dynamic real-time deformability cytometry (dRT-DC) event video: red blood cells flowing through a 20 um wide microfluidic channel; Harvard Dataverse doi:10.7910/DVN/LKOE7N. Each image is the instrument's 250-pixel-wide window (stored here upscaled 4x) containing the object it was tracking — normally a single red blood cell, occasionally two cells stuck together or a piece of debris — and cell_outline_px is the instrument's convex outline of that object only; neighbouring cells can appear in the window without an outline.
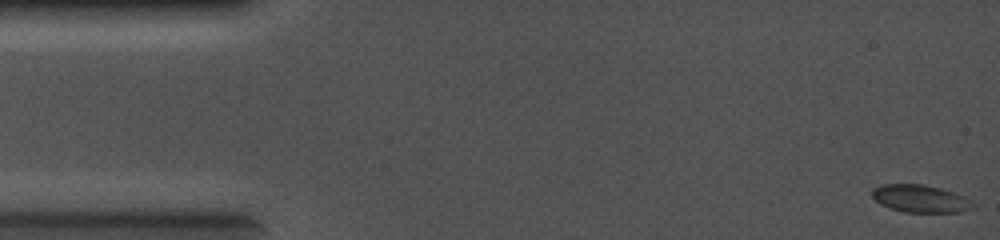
{"species": "common noctule bat (a hibernating species)", "species_latin": "Nyctalus noctula", "temperature_condition": "cold", "stored_images_in_passage": 61, "camera_frame_rate_fps": 5000, "um_per_image_px": 0.085, "animal": {"sex": "female", "body_mass_g": 19.0, "forearm_length_mm": 56.7}, "frame": {"image": 1, "passage_image": 1, "time_ms": 0.0, "image_size_px": [1000, 240], "cell_outline_px": [[976, 208], [960, 212], [904, 212], [880, 204], [872, 196], [872, 188], [880, 184], [924, 184], [940, 188], [952, 192], [976, 204]], "centroid_in_image_um": [78.21, 16.88], "position_along_channel_um": 6.8, "area_um2": 16.13}}
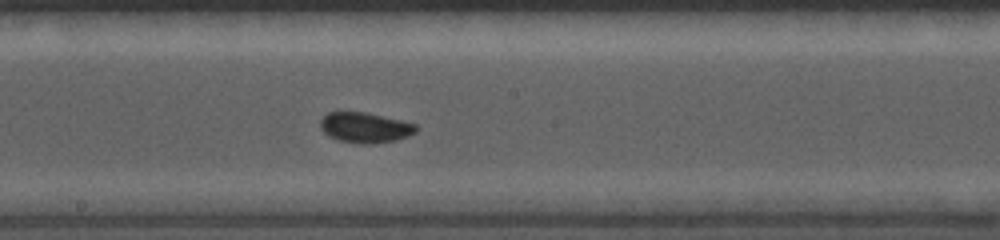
{"frame": {"image": 2, "passage_image": 36, "time_ms": 7.0, "image_size_px": [1000, 240], "cell_outline_px": [[420, 128], [416, 132], [408, 136], [396, 140], [372, 144], [356, 144], [336, 140], [328, 136], [320, 128], [320, 120], [328, 112], [364, 112], [400, 120], [416, 124]], "centroid_in_image_um": [31.03, 10.86], "position_along_channel_um": 217.2, "area_um2": 17.11}}
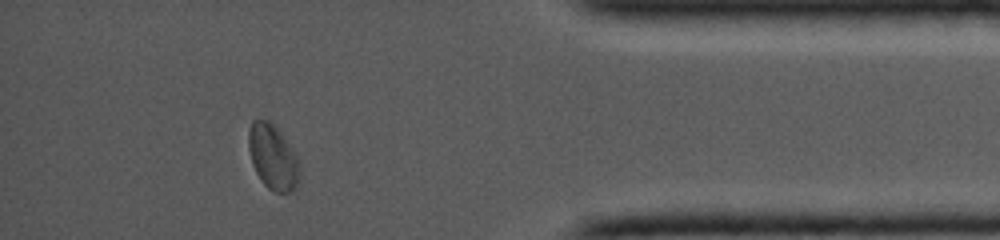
{"frame": {"image": 3, "passage_image": 59, "time_ms": 11.6, "image_size_px": [1000, 240], "cell_outline_px": [[300, 180], [296, 188], [288, 192], [276, 192], [268, 188], [260, 180], [252, 164], [248, 148], [248, 132], [252, 120], [268, 120], [280, 132], [296, 156], [300, 164]], "centroid_in_image_um": [23.19, 13.38], "position_along_channel_um": 412.0, "area_um2": 19.31}}